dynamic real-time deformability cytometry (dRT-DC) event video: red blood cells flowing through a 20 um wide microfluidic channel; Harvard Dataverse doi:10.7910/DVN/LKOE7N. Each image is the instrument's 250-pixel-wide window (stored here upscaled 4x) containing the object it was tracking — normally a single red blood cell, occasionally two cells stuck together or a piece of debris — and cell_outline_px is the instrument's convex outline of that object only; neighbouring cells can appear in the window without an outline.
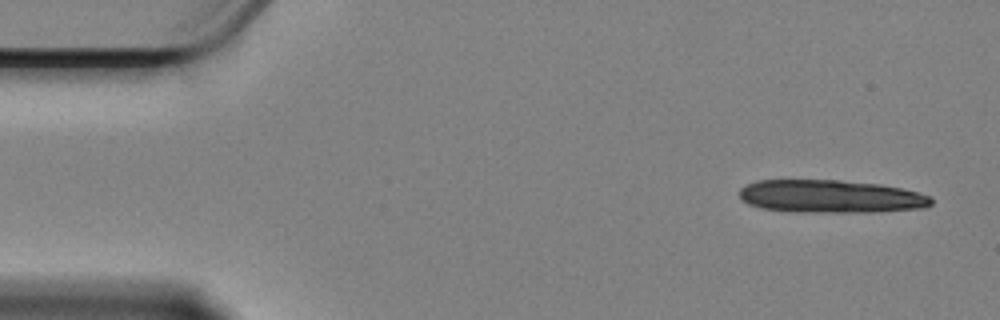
{"species": "Egyptian fruit bat (a non-hibernating species)", "species_latin": "Rousettus aegyptiacus", "temperature_condition": "cold", "stored_images_in_passage": 13, "camera_frame_rate_fps": 3000, "um_per_image_px": 0.085, "animal": {"sex": "female"}, "frame": {"image": 1, "passage_image": 1, "time_ms": 0.0, "image_size_px": [1000, 320], "cell_outline_px": [[932, 204], [924, 208], [876, 212], [792, 212], [760, 208], [748, 204], [740, 200], [740, 188], [756, 180], [840, 180], [880, 184], [900, 188], [932, 196]], "centroid_in_image_um": [70.59, 16.7], "position_along_channel_um": 14.4, "area_um2": 37.11}}